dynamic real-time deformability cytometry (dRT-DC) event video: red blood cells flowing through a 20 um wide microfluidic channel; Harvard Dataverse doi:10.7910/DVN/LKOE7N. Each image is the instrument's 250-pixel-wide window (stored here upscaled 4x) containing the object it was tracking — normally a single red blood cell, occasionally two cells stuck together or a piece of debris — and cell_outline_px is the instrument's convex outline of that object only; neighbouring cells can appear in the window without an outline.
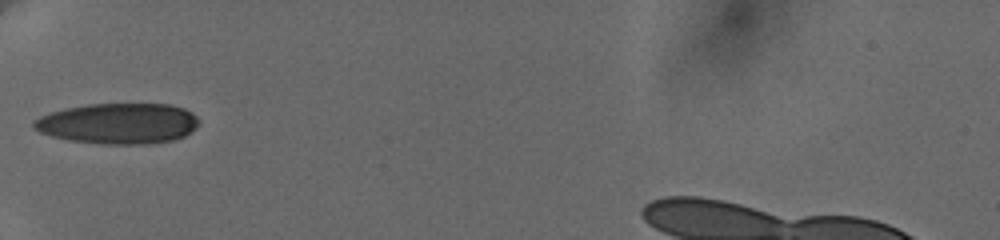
{"species": "human", "species_latin": "Homo sapiens", "temperature_condition": "cold", "stored_images_in_passage": 3, "camera_frame_rate_fps": 3000, "um_per_image_px": 0.085, "donor": {"sex": "female"}, "frame": {"image": 1, "passage_image": 1, "time_ms": 0.0, "image_size_px": [1000, 240], "cell_outline_px": [[200, 124], [196, 128], [184, 136], [172, 140], [144, 144], [104, 144], [68, 140], [52, 136], [40, 132], [32, 128], [32, 120], [40, 116], [64, 108], [88, 104], [172, 104], [184, 108], [192, 112], [200, 120]], "centroid_in_image_um": [10.06, 10.49], "position_along_channel_um": 74.9, "area_um2": 39.42}}
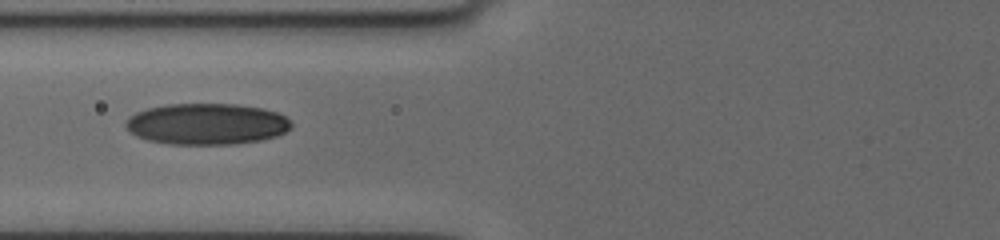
{"frame": {"image": 2, "passage_image": 2, "time_ms": 1.0, "image_size_px": [1000, 240], "cell_outline_px": [[292, 128], [276, 136], [260, 140], [236, 144], [168, 144], [148, 140], [136, 136], [124, 124], [128, 116], [136, 112], [148, 108], [168, 104], [236, 104], [264, 108], [276, 112], [284, 116], [292, 124]], "centroid_in_image_um": [17.57, 10.53], "position_along_channel_um": 108.2, "area_um2": 39.82}}